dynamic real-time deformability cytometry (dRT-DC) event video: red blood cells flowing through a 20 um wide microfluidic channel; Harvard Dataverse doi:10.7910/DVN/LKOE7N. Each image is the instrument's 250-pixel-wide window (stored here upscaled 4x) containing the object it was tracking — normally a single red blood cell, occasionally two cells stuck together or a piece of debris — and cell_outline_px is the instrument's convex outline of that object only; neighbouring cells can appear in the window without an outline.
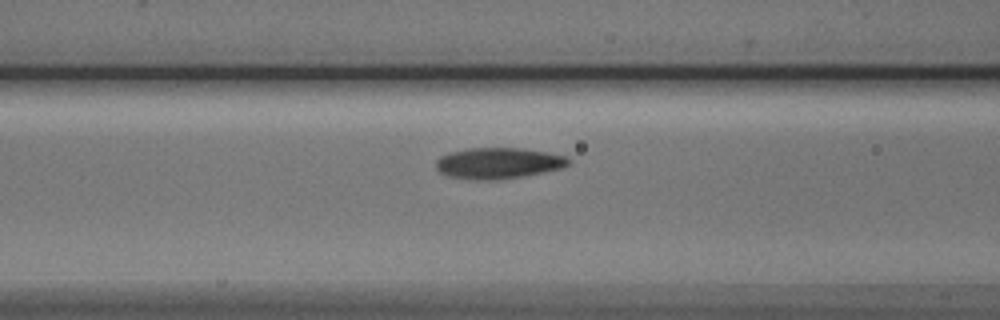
{"species": "Egyptian fruit bat (a non-hibernating species)", "species_latin": "Rousettus aegyptiacus", "temperature_condition": "cold", "stored_images_in_passage": 6, "camera_frame_rate_fps": 3000, "um_per_image_px": 0.085, "animal": {"sex": "male"}, "frame": {"image": 1, "passage_image": 6, "time_ms": 6.667, "image_size_px": [1000, 320], "cell_outline_px": [[572, 160], [568, 164], [560, 168], [544, 172], [496, 180], [476, 180], [448, 176], [440, 172], [436, 168], [436, 160], [440, 156], [448, 152], [468, 148], [520, 148], [548, 152], [564, 156]], "centroid_in_image_um": [42.32, 13.86], "position_along_channel_um": 124.3, "area_um2": 23.93}}